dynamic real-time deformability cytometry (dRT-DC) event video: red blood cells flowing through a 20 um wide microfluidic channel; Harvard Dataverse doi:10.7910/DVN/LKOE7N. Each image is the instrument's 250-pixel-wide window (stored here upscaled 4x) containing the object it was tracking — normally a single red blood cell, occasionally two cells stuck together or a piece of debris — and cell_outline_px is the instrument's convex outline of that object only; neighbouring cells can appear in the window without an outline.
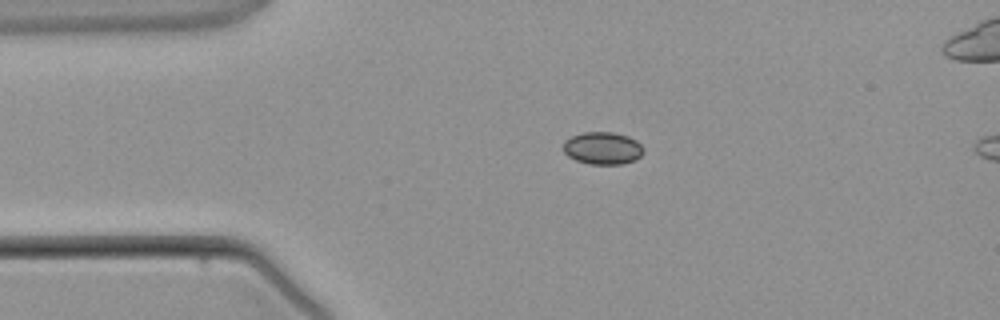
{"species": "common noctule bat (a hibernating species)", "species_latin": "Nyctalus noctula", "temperature_condition": "warm", "stored_images_in_passage": 4, "camera_frame_rate_fps": 3000, "um_per_image_px": 0.085, "animal": {"sex": "male", "body_mass_g": 21.5, "forearm_length_mm": 52.0}, "frame": {"image": 1, "passage_image": 2, "time_ms": 1.333, "image_size_px": [1000, 320], "cell_outline_px": [[644, 152], [636, 160], [624, 164], [592, 164], [576, 160], [568, 156], [564, 152], [564, 140], [572, 136], [584, 132], [612, 132], [628, 136], [636, 140], [644, 148]], "centroid_in_image_um": [51.25, 12.6], "position_along_channel_um": 33.8, "area_um2": 15.2}}